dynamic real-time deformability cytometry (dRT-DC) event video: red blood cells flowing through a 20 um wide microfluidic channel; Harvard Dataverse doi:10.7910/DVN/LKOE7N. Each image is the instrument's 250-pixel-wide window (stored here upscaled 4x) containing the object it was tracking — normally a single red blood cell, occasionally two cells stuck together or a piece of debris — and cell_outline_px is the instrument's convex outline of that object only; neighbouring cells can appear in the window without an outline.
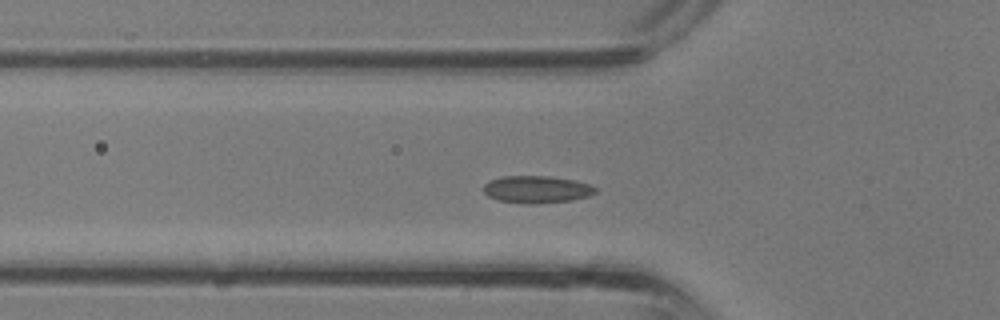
{"species": "common noctule bat (a hibernating species)", "species_latin": "Nyctalus noctula", "temperature_condition": "room temperature", "stored_images_in_passage": 32, "camera_frame_rate_fps": 3000, "um_per_image_px": 0.085, "animal": {"sex": "male", "body_mass_g": 13.3}, "frame": {"image": 1, "passage_image": 7, "time_ms": 2.0, "image_size_px": [1000, 320], "cell_outline_px": [[600, 188], [596, 192], [588, 196], [572, 200], [500, 200], [488, 196], [484, 192], [484, 184], [488, 180], [500, 176], [548, 176], [576, 180]], "centroid_in_image_um": [45.65, 16.02], "position_along_channel_um": 80.2, "area_um2": 16.76}}
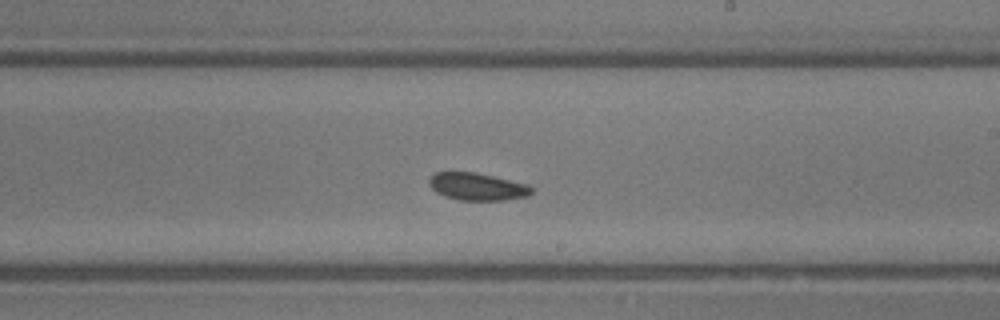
{"frame": {"image": 2, "passage_image": 16, "time_ms": 5.0, "image_size_px": [1000, 320], "cell_outline_px": [[532, 192], [528, 196], [504, 200], [456, 200], [444, 196], [436, 192], [428, 184], [428, 176], [436, 172], [476, 172], [528, 184], [532, 188]], "centroid_in_image_um": [40.53, 15.86], "position_along_channel_um": 248.5, "area_um2": 16.53}}
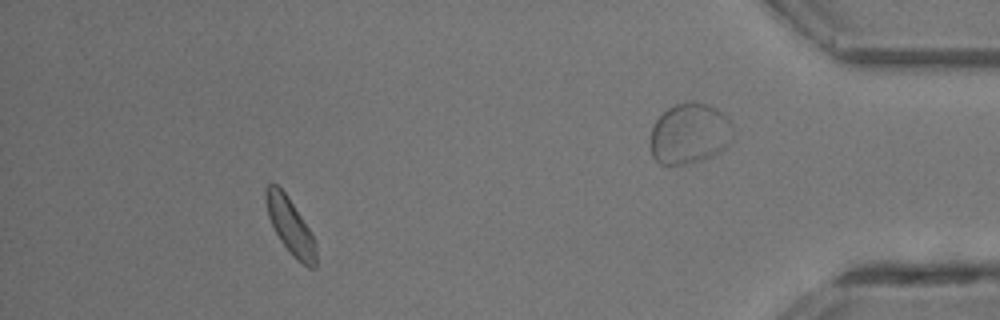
{"frame": {"image": 3, "passage_image": 28, "time_ms": 9.0, "image_size_px": [1000, 320], "cell_outline_px": [[316, 268], [308, 268], [296, 260], [292, 256], [280, 240], [268, 216], [264, 200], [264, 188], [268, 184], [276, 184], [288, 196], [308, 228], [316, 244]], "centroid_in_image_um": [24.65, 19.23], "position_along_channel_um": 410.5, "area_um2": 16.36}}